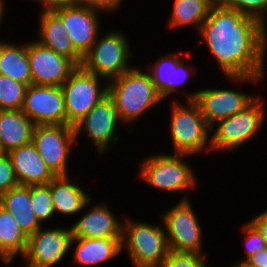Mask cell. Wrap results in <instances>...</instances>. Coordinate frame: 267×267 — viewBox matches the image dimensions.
Returning a JSON list of instances; mask_svg holds the SVG:
<instances>
[{"label":"cell","instance_id":"6da1fadb","mask_svg":"<svg viewBox=\"0 0 267 267\" xmlns=\"http://www.w3.org/2000/svg\"><path fill=\"white\" fill-rule=\"evenodd\" d=\"M197 33L198 44L207 46L230 86L253 84L256 88L266 79L267 28L257 19L217 4Z\"/></svg>","mask_w":267,"mask_h":267},{"label":"cell","instance_id":"7a4b0ae2","mask_svg":"<svg viewBox=\"0 0 267 267\" xmlns=\"http://www.w3.org/2000/svg\"><path fill=\"white\" fill-rule=\"evenodd\" d=\"M141 69V65L133 64L127 72L108 82V95L115 103L118 118L123 126L130 127H126L127 134H133L135 122L163 102L148 71Z\"/></svg>","mask_w":267,"mask_h":267},{"label":"cell","instance_id":"3957f363","mask_svg":"<svg viewBox=\"0 0 267 267\" xmlns=\"http://www.w3.org/2000/svg\"><path fill=\"white\" fill-rule=\"evenodd\" d=\"M188 154L165 153L158 150V153L142 158L138 164L137 177L161 193L182 195L180 200L191 199L188 193L194 191L198 186V180L194 168L187 161L191 158ZM197 183V184H196ZM188 194V195H187Z\"/></svg>","mask_w":267,"mask_h":267},{"label":"cell","instance_id":"277c9868","mask_svg":"<svg viewBox=\"0 0 267 267\" xmlns=\"http://www.w3.org/2000/svg\"><path fill=\"white\" fill-rule=\"evenodd\" d=\"M170 103L168 133L170 145L173 147L171 153L197 157L205 152L209 156L212 153L210 126L205 121L198 103L195 100H174Z\"/></svg>","mask_w":267,"mask_h":267},{"label":"cell","instance_id":"5b68a950","mask_svg":"<svg viewBox=\"0 0 267 267\" xmlns=\"http://www.w3.org/2000/svg\"><path fill=\"white\" fill-rule=\"evenodd\" d=\"M263 98L259 93L243 111L219 120L210 127L213 153L231 155L257 138L267 118V105Z\"/></svg>","mask_w":267,"mask_h":267},{"label":"cell","instance_id":"8992f818","mask_svg":"<svg viewBox=\"0 0 267 267\" xmlns=\"http://www.w3.org/2000/svg\"><path fill=\"white\" fill-rule=\"evenodd\" d=\"M122 253H126L132 267H158L169 253L162 221L157 223L134 220L123 215Z\"/></svg>","mask_w":267,"mask_h":267},{"label":"cell","instance_id":"52a82bcc","mask_svg":"<svg viewBox=\"0 0 267 267\" xmlns=\"http://www.w3.org/2000/svg\"><path fill=\"white\" fill-rule=\"evenodd\" d=\"M102 33L84 56L81 66L109 82L133 67L130 63L135 49L131 47L129 36L120 29Z\"/></svg>","mask_w":267,"mask_h":267},{"label":"cell","instance_id":"ba28073f","mask_svg":"<svg viewBox=\"0 0 267 267\" xmlns=\"http://www.w3.org/2000/svg\"><path fill=\"white\" fill-rule=\"evenodd\" d=\"M193 50L194 48L191 51L186 52V54L182 51L178 53L175 51L174 53H161L159 54L158 59L149 63L150 66H145L164 103H166L167 100H179L180 96L176 98L175 95H182L181 99L183 98L184 100H195L198 90H193V92L182 90L183 88H186L184 87L185 84L188 86L189 80L196 74V71L198 72L199 69L198 67L195 69L196 66L194 64H190V61H187L188 57L192 55L191 52ZM180 89L183 92H181Z\"/></svg>","mask_w":267,"mask_h":267},{"label":"cell","instance_id":"9c48e42d","mask_svg":"<svg viewBox=\"0 0 267 267\" xmlns=\"http://www.w3.org/2000/svg\"><path fill=\"white\" fill-rule=\"evenodd\" d=\"M191 200H179L160 216L170 251L208 255L204 251L203 226Z\"/></svg>","mask_w":267,"mask_h":267},{"label":"cell","instance_id":"30bf717a","mask_svg":"<svg viewBox=\"0 0 267 267\" xmlns=\"http://www.w3.org/2000/svg\"><path fill=\"white\" fill-rule=\"evenodd\" d=\"M121 124L115 103L107 94L74 125L76 143L80 144L79 138L85 134V140L88 139L95 153L99 156L107 154L120 144L121 138L117 128H120Z\"/></svg>","mask_w":267,"mask_h":267},{"label":"cell","instance_id":"8fae6325","mask_svg":"<svg viewBox=\"0 0 267 267\" xmlns=\"http://www.w3.org/2000/svg\"><path fill=\"white\" fill-rule=\"evenodd\" d=\"M103 81V82H102ZM66 109V125H76L108 94V82L77 66L61 86Z\"/></svg>","mask_w":267,"mask_h":267},{"label":"cell","instance_id":"7c38bea8","mask_svg":"<svg viewBox=\"0 0 267 267\" xmlns=\"http://www.w3.org/2000/svg\"><path fill=\"white\" fill-rule=\"evenodd\" d=\"M32 143L55 176L70 175L68 168L72 151L77 145L72 125H35Z\"/></svg>","mask_w":267,"mask_h":267},{"label":"cell","instance_id":"4fadbf2b","mask_svg":"<svg viewBox=\"0 0 267 267\" xmlns=\"http://www.w3.org/2000/svg\"><path fill=\"white\" fill-rule=\"evenodd\" d=\"M72 231L69 226H41L28 237L25 254L21 257L25 263L20 267H55L68 257Z\"/></svg>","mask_w":267,"mask_h":267},{"label":"cell","instance_id":"5bb4252c","mask_svg":"<svg viewBox=\"0 0 267 267\" xmlns=\"http://www.w3.org/2000/svg\"><path fill=\"white\" fill-rule=\"evenodd\" d=\"M207 86L199 89L195 101L198 103L201 113L211 127L217 121L233 116L243 111L259 94H249L231 87L218 88ZM212 87V88H211Z\"/></svg>","mask_w":267,"mask_h":267},{"label":"cell","instance_id":"9a60e30c","mask_svg":"<svg viewBox=\"0 0 267 267\" xmlns=\"http://www.w3.org/2000/svg\"><path fill=\"white\" fill-rule=\"evenodd\" d=\"M22 112L35 125H66V109L61 86L29 85Z\"/></svg>","mask_w":267,"mask_h":267},{"label":"cell","instance_id":"2e32d148","mask_svg":"<svg viewBox=\"0 0 267 267\" xmlns=\"http://www.w3.org/2000/svg\"><path fill=\"white\" fill-rule=\"evenodd\" d=\"M62 20L67 36L75 49L84 57L101 32V16L98 10L72 4L53 10Z\"/></svg>","mask_w":267,"mask_h":267},{"label":"cell","instance_id":"e0dca14e","mask_svg":"<svg viewBox=\"0 0 267 267\" xmlns=\"http://www.w3.org/2000/svg\"><path fill=\"white\" fill-rule=\"evenodd\" d=\"M28 59L32 84L62 86L77 67L67 57L41 45L35 39L28 42Z\"/></svg>","mask_w":267,"mask_h":267},{"label":"cell","instance_id":"ac0fdd59","mask_svg":"<svg viewBox=\"0 0 267 267\" xmlns=\"http://www.w3.org/2000/svg\"><path fill=\"white\" fill-rule=\"evenodd\" d=\"M94 199L92 196L80 212L79 219L70 224L72 238H122L123 220L114 214L110 203L95 204Z\"/></svg>","mask_w":267,"mask_h":267},{"label":"cell","instance_id":"d6986e66","mask_svg":"<svg viewBox=\"0 0 267 267\" xmlns=\"http://www.w3.org/2000/svg\"><path fill=\"white\" fill-rule=\"evenodd\" d=\"M7 154L19 185L47 184L55 177L32 142L12 149Z\"/></svg>","mask_w":267,"mask_h":267},{"label":"cell","instance_id":"ffe728a7","mask_svg":"<svg viewBox=\"0 0 267 267\" xmlns=\"http://www.w3.org/2000/svg\"><path fill=\"white\" fill-rule=\"evenodd\" d=\"M38 14L39 38L37 37L36 41L67 57L76 66H81L84 57L75 49L72 40L67 36L61 18L54 11H41Z\"/></svg>","mask_w":267,"mask_h":267},{"label":"cell","instance_id":"44dd1931","mask_svg":"<svg viewBox=\"0 0 267 267\" xmlns=\"http://www.w3.org/2000/svg\"><path fill=\"white\" fill-rule=\"evenodd\" d=\"M121 240L122 238H72V263L78 267L105 264L121 255Z\"/></svg>","mask_w":267,"mask_h":267},{"label":"cell","instance_id":"7402d4cb","mask_svg":"<svg viewBox=\"0 0 267 267\" xmlns=\"http://www.w3.org/2000/svg\"><path fill=\"white\" fill-rule=\"evenodd\" d=\"M73 175L55 176L50 181L55 216H78L84 205L92 198L88 190L80 186V181L71 179ZM75 180V181H74ZM59 214V215H58ZM78 214V215H77Z\"/></svg>","mask_w":267,"mask_h":267},{"label":"cell","instance_id":"603a6c76","mask_svg":"<svg viewBox=\"0 0 267 267\" xmlns=\"http://www.w3.org/2000/svg\"><path fill=\"white\" fill-rule=\"evenodd\" d=\"M34 126L22 109L0 110V153L31 143Z\"/></svg>","mask_w":267,"mask_h":267},{"label":"cell","instance_id":"cb8c5ba5","mask_svg":"<svg viewBox=\"0 0 267 267\" xmlns=\"http://www.w3.org/2000/svg\"><path fill=\"white\" fill-rule=\"evenodd\" d=\"M31 203V185H18L0 195V205L13 215L28 237L42 226L35 217Z\"/></svg>","mask_w":267,"mask_h":267},{"label":"cell","instance_id":"d4e9b609","mask_svg":"<svg viewBox=\"0 0 267 267\" xmlns=\"http://www.w3.org/2000/svg\"><path fill=\"white\" fill-rule=\"evenodd\" d=\"M22 43L0 39V75L8 76L29 86L32 84V77L28 59V42Z\"/></svg>","mask_w":267,"mask_h":267},{"label":"cell","instance_id":"484cf974","mask_svg":"<svg viewBox=\"0 0 267 267\" xmlns=\"http://www.w3.org/2000/svg\"><path fill=\"white\" fill-rule=\"evenodd\" d=\"M172 4V12L168 14V28L179 31L185 27H195L196 32H199L214 5L209 0H174Z\"/></svg>","mask_w":267,"mask_h":267},{"label":"cell","instance_id":"4316f807","mask_svg":"<svg viewBox=\"0 0 267 267\" xmlns=\"http://www.w3.org/2000/svg\"><path fill=\"white\" fill-rule=\"evenodd\" d=\"M27 243L28 236L13 215L0 205V252L13 263L25 254Z\"/></svg>","mask_w":267,"mask_h":267},{"label":"cell","instance_id":"83f0119b","mask_svg":"<svg viewBox=\"0 0 267 267\" xmlns=\"http://www.w3.org/2000/svg\"><path fill=\"white\" fill-rule=\"evenodd\" d=\"M31 201L35 217L42 226L51 220L53 221L54 217L56 218L50 193V182L31 185Z\"/></svg>","mask_w":267,"mask_h":267},{"label":"cell","instance_id":"f1b7e54d","mask_svg":"<svg viewBox=\"0 0 267 267\" xmlns=\"http://www.w3.org/2000/svg\"><path fill=\"white\" fill-rule=\"evenodd\" d=\"M28 85L0 75V110L22 109Z\"/></svg>","mask_w":267,"mask_h":267},{"label":"cell","instance_id":"f546056e","mask_svg":"<svg viewBox=\"0 0 267 267\" xmlns=\"http://www.w3.org/2000/svg\"><path fill=\"white\" fill-rule=\"evenodd\" d=\"M224 4L245 16L257 19L267 28V0H225Z\"/></svg>","mask_w":267,"mask_h":267},{"label":"cell","instance_id":"4dcf8cb0","mask_svg":"<svg viewBox=\"0 0 267 267\" xmlns=\"http://www.w3.org/2000/svg\"><path fill=\"white\" fill-rule=\"evenodd\" d=\"M208 255L169 251L158 267H211Z\"/></svg>","mask_w":267,"mask_h":267},{"label":"cell","instance_id":"1f68e13d","mask_svg":"<svg viewBox=\"0 0 267 267\" xmlns=\"http://www.w3.org/2000/svg\"><path fill=\"white\" fill-rule=\"evenodd\" d=\"M244 236V254L245 256H241L243 258H240L241 262H245L251 255H253L256 251H259L261 249H265L267 247V244L264 240V238L261 236L258 229L250 222L247 221L244 222L243 227L241 228Z\"/></svg>","mask_w":267,"mask_h":267},{"label":"cell","instance_id":"d6a6232c","mask_svg":"<svg viewBox=\"0 0 267 267\" xmlns=\"http://www.w3.org/2000/svg\"><path fill=\"white\" fill-rule=\"evenodd\" d=\"M18 185L9 155L0 153V195Z\"/></svg>","mask_w":267,"mask_h":267},{"label":"cell","instance_id":"836d02e7","mask_svg":"<svg viewBox=\"0 0 267 267\" xmlns=\"http://www.w3.org/2000/svg\"><path fill=\"white\" fill-rule=\"evenodd\" d=\"M123 2H125V0H75V4L77 5L95 9L107 15H109V13L110 15L114 14L117 10L123 9Z\"/></svg>","mask_w":267,"mask_h":267},{"label":"cell","instance_id":"e575fe53","mask_svg":"<svg viewBox=\"0 0 267 267\" xmlns=\"http://www.w3.org/2000/svg\"><path fill=\"white\" fill-rule=\"evenodd\" d=\"M30 2V0H27ZM35 2V4L39 3L38 6L41 5L40 11H53L57 8L66 7L72 4H75V0H31V2Z\"/></svg>","mask_w":267,"mask_h":267},{"label":"cell","instance_id":"d590c367","mask_svg":"<svg viewBox=\"0 0 267 267\" xmlns=\"http://www.w3.org/2000/svg\"><path fill=\"white\" fill-rule=\"evenodd\" d=\"M249 221L258 229L267 244V208L255 217H251Z\"/></svg>","mask_w":267,"mask_h":267},{"label":"cell","instance_id":"8d00e7d4","mask_svg":"<svg viewBox=\"0 0 267 267\" xmlns=\"http://www.w3.org/2000/svg\"><path fill=\"white\" fill-rule=\"evenodd\" d=\"M245 262L251 267H267V247L256 251Z\"/></svg>","mask_w":267,"mask_h":267},{"label":"cell","instance_id":"74e56055","mask_svg":"<svg viewBox=\"0 0 267 267\" xmlns=\"http://www.w3.org/2000/svg\"><path fill=\"white\" fill-rule=\"evenodd\" d=\"M6 0H0V29L2 28L1 27V24L4 23L3 20H4V15H5V12L7 9H5L6 7V3H5Z\"/></svg>","mask_w":267,"mask_h":267},{"label":"cell","instance_id":"f35d334b","mask_svg":"<svg viewBox=\"0 0 267 267\" xmlns=\"http://www.w3.org/2000/svg\"><path fill=\"white\" fill-rule=\"evenodd\" d=\"M0 262L2 263V265L4 264L6 267H10V264H12V262L3 254L0 252Z\"/></svg>","mask_w":267,"mask_h":267},{"label":"cell","instance_id":"ab89813d","mask_svg":"<svg viewBox=\"0 0 267 267\" xmlns=\"http://www.w3.org/2000/svg\"><path fill=\"white\" fill-rule=\"evenodd\" d=\"M229 267H251L246 262L241 261H233L232 264L230 263Z\"/></svg>","mask_w":267,"mask_h":267},{"label":"cell","instance_id":"60d3db41","mask_svg":"<svg viewBox=\"0 0 267 267\" xmlns=\"http://www.w3.org/2000/svg\"><path fill=\"white\" fill-rule=\"evenodd\" d=\"M211 3H213L214 5L217 4H224L225 0H209Z\"/></svg>","mask_w":267,"mask_h":267}]
</instances>
